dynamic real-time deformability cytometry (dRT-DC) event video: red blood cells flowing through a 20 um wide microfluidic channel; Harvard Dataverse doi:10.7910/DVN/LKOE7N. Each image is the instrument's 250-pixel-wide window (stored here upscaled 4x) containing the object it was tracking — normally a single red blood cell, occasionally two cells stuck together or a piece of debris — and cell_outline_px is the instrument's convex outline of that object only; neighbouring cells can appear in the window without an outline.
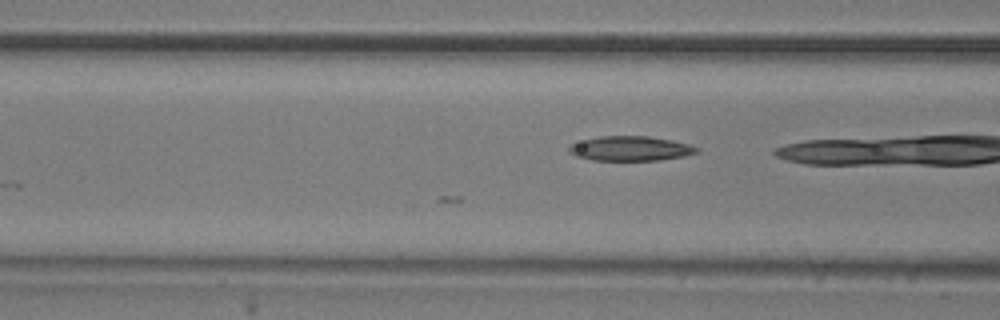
{"species": "common noctule bat (a hibernating species)", "species_latin": "Nyctalus noctula", "temperature_condition": "room temperature", "stored_images_in_passage": 4, "camera_frame_rate_fps": 3000, "um_per_image_px": 0.085, "animal": {"sex": "male", "body_mass_g": 20.5, "forearm_length_mm": 52.5}, "frame": {"image": 1, "passage_image": 4, "time_ms": 1.0, "image_size_px": [1000, 320], "cell_outline_px": [[700, 152], [684, 156], [660, 160], [592, 160], [576, 156], [568, 152], [568, 144], [600, 136], [648, 136], [672, 140], [688, 144], [700, 148]], "centroid_in_image_um": [53.59, 12.62], "position_along_channel_um": 113.0, "area_um2": 18.44}}